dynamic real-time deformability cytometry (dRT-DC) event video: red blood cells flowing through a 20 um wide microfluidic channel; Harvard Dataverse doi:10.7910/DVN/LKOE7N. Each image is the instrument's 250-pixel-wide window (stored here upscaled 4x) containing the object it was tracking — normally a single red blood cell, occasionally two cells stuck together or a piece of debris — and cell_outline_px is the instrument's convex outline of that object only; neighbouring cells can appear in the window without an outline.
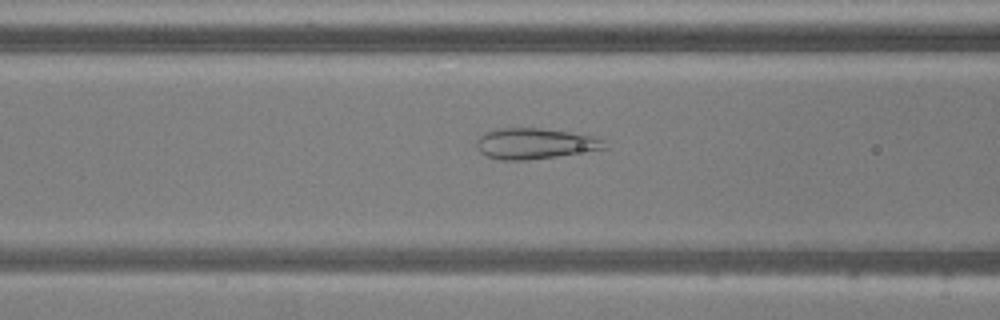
{"species": "common noctule bat (a hibernating species)", "species_latin": "Nyctalus noctula", "temperature_condition": "warm", "stored_images_in_passage": 51, "camera_frame_rate_fps": 3000, "um_per_image_px": 0.085, "animal": {"sex": "male", "body_mass_g": 20.5, "forearm_length_mm": 52.5}, "frame": {"image": 1, "passage_image": 19, "time_ms": 6.0, "image_size_px": [1000, 320], "cell_outline_px": [[608, 148], [556, 156], [528, 160], [500, 160], [488, 156], [480, 152], [476, 148], [476, 140], [484, 132], [500, 128], [540, 128], [568, 132], [592, 136], [604, 140]], "centroid_in_image_um": [45.43, 12.2], "position_along_channel_um": 121.2, "area_um2": 22.83}}
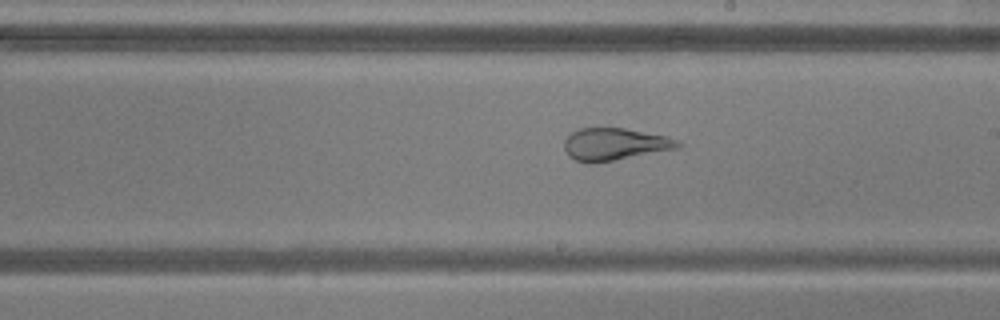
{"frame": {"image": 2, "passage_image": 28, "time_ms": 9.0, "image_size_px": [1000, 320], "cell_outline_px": [[684, 144], [680, 148], [612, 160], [576, 160], [568, 156], [564, 148], [564, 140], [572, 132], [580, 128], [624, 128], [668, 136]], "centroid_in_image_um": [52.3, 12.22], "position_along_channel_um": 236.7, "area_um2": 20.81}}
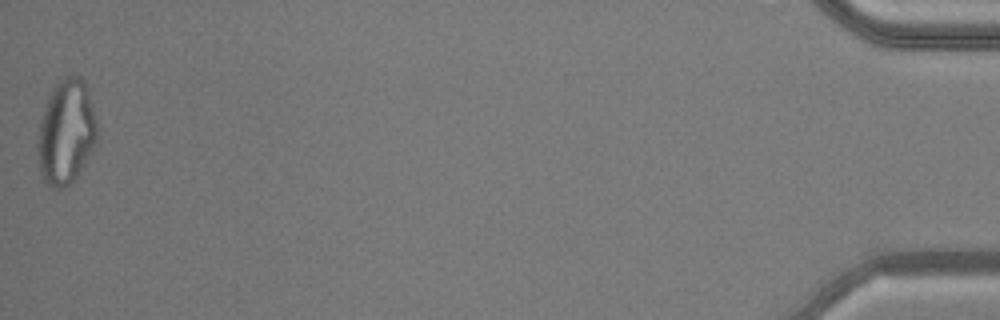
{"frame": {"image": 3, "passage_image": 51, "time_ms": 16.667, "image_size_px": [1000, 320], "cell_outline_px": [[100, 140], [96, 148], [76, 176], [64, 188], [52, 188], [44, 184], [40, 176], [36, 152], [36, 144], [40, 124], [44, 108], [56, 84], [64, 76], [80, 76], [84, 80], [96, 120]], "centroid_in_image_um": [5.63, 11.3], "position_along_channel_um": 429.6, "area_um2": 36.7}}